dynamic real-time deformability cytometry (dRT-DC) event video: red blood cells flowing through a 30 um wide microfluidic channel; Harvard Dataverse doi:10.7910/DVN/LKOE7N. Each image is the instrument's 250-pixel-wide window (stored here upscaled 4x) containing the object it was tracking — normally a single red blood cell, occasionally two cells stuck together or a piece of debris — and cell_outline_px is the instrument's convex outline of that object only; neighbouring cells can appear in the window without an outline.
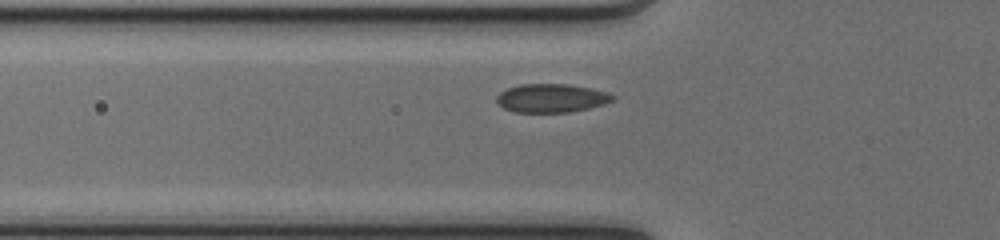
{"species": "common noctule bat (a hibernating species)", "species_latin": "Nyctalus noctula", "temperature_condition": "cold", "stored_images_in_passage": 39, "camera_frame_rate_fps": 3000, "um_per_image_px": 0.085, "animal": {"sex": "female", "body_mass_g": 17.0, "forearm_length_mm": 48.0}, "frame": {"image": 1, "passage_image": 7, "time_ms": 2.0, "image_size_px": [1000, 240], "cell_outline_px": [[616, 100], [604, 104], [572, 112], [512, 112], [504, 108], [496, 100], [496, 96], [500, 92], [508, 88], [520, 84], [568, 84], [608, 92], [616, 96]], "centroid_in_image_um": [46.89, 8.34], "position_along_channel_um": 78.9, "area_um2": 19.36}}
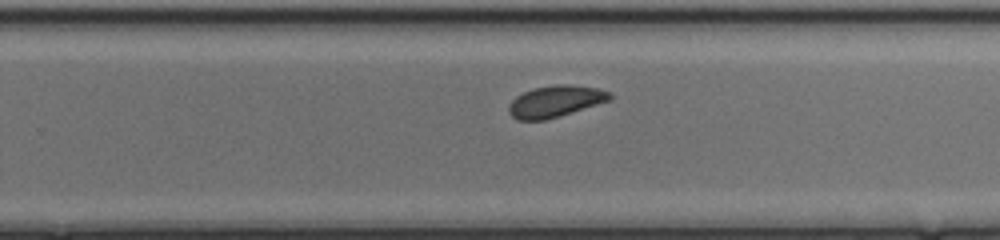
{"frame": {"image": 2, "passage_image": 22, "time_ms": 7.0, "image_size_px": [1000, 240], "cell_outline_px": [[612, 100], [544, 120], [516, 120], [508, 112], [508, 104], [516, 96], [532, 88], [556, 84], [568, 84], [596, 88], [612, 92]], "centroid_in_image_um": [47.2, 8.6], "position_along_channel_um": 282.6, "area_um2": 18.61}}
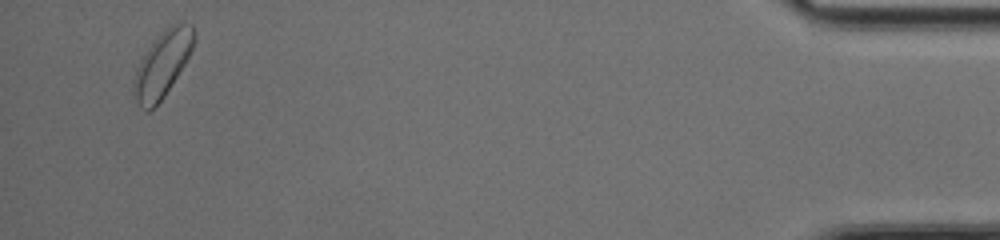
{"frame": {"image": 3, "passage_image": 38, "time_ms": 12.333, "image_size_px": [1000, 240], "cell_outline_px": [[196, 40], [184, 64], [164, 96], [148, 112], [144, 112], [140, 108], [132, 92], [136, 72], [148, 48], [160, 32], [172, 24], [192, 24], [196, 36]], "centroid_in_image_um": [13.81, 5.46], "position_along_channel_um": 421.4, "area_um2": 22.48}}